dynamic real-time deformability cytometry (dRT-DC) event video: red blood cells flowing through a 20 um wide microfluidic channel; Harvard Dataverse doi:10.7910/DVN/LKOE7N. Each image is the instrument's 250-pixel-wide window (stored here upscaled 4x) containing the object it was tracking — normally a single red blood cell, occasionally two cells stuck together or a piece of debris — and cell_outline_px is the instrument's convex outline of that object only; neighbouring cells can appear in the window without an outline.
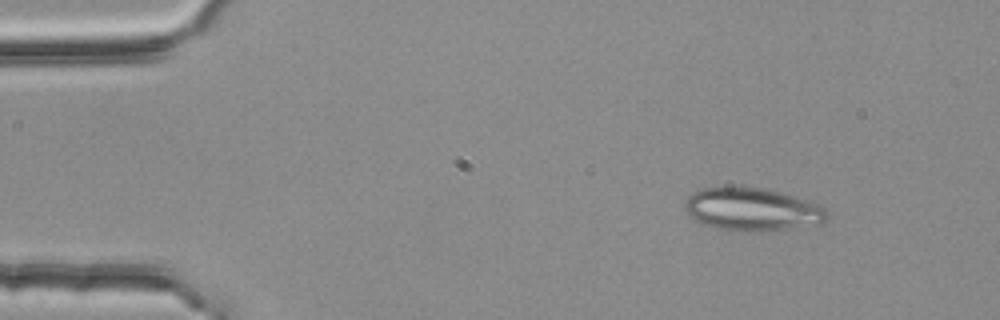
{"species": "common noctule bat (a hibernating species)", "species_latin": "Nyctalus noctula", "temperature_condition": "room temperature", "stored_images_in_passage": 4, "camera_frame_rate_fps": 3000, "um_per_image_px": 0.085, "animal": {"sex": "female", "body_mass_g": 25.1}, "frame": {"image": 1, "passage_image": 1, "time_ms": 0.0, "image_size_px": [1000, 320], "cell_outline_px": [[828, 220], [820, 224], [748, 232], [716, 228], [704, 224], [696, 220], [684, 208], [684, 204], [688, 196], [700, 188], [764, 188], [820, 204], [824, 208], [828, 216]], "centroid_in_image_um": [63.94, 17.8], "position_along_channel_um": 21.1, "area_um2": 34.85}}